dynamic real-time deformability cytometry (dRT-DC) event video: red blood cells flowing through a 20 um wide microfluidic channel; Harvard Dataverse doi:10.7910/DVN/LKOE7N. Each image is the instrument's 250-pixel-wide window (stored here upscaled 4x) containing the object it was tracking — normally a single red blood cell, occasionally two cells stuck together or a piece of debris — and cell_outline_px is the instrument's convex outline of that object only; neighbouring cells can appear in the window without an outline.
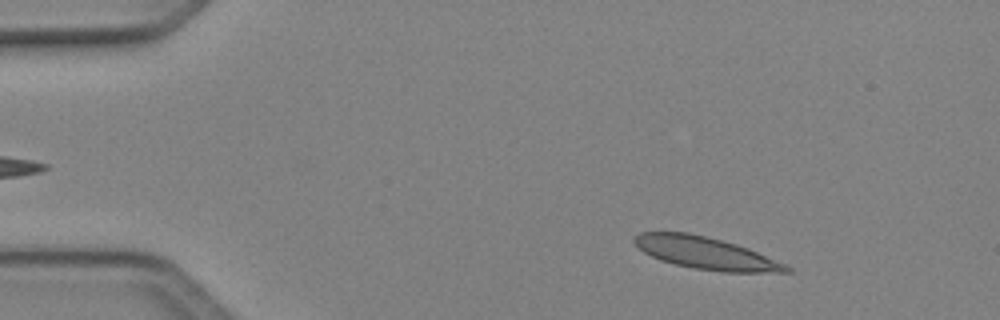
{"species": "Egyptian fruit bat (a non-hibernating species)", "species_latin": "Rousettus aegyptiacus", "temperature_condition": "cold", "stored_images_in_passage": 13, "camera_frame_rate_fps": 3000, "um_per_image_px": 0.085, "animal": {"sex": "female"}, "frame": {"image": 1, "passage_image": 5, "time_ms": 1.333, "image_size_px": [1000, 320], "cell_outline_px": [[792, 272], [724, 272], [692, 268], [660, 260], [644, 252], [632, 240], [640, 232], [688, 232], [736, 244], [748, 248], [784, 264], [792, 268]], "centroid_in_image_um": [59.98, 21.51], "position_along_channel_um": 25.0, "area_um2": 28.09}}